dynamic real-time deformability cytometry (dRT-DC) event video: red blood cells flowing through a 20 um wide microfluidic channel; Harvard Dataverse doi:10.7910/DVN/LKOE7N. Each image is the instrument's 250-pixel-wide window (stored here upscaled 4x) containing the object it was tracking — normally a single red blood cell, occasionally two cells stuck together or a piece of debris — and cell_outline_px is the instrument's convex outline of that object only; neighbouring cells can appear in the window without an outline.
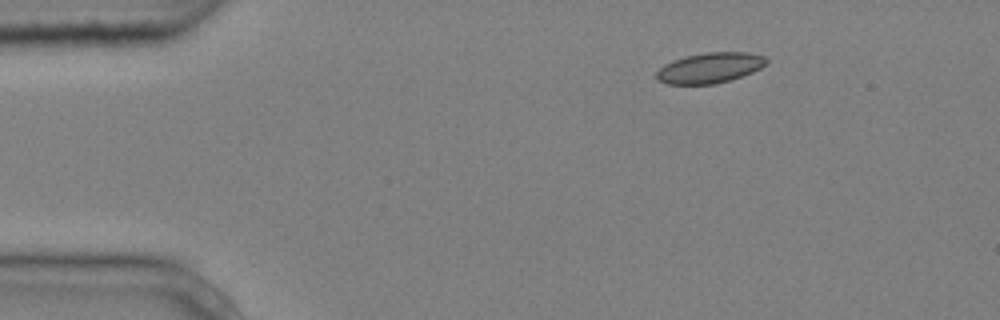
{"species": "common noctule bat (a hibernating species)", "species_latin": "Nyctalus noctula", "temperature_condition": "cold", "stored_images_in_passage": 2, "camera_frame_rate_fps": 3000, "um_per_image_px": 0.085, "animal": {"sex": "male", "body_mass_g": 20.4}, "frame": {"image": 1, "passage_image": 1, "time_ms": 0.0, "image_size_px": [1000, 320], "cell_outline_px": [[768, 64], [752, 72], [716, 84], [668, 84], [660, 80], [656, 76], [656, 72], [664, 64], [672, 60], [684, 56], [704, 52], [748, 52], [764, 56], [768, 60]], "centroid_in_image_um": [60.34, 5.75], "position_along_channel_um": 24.7, "area_um2": 19.48}}